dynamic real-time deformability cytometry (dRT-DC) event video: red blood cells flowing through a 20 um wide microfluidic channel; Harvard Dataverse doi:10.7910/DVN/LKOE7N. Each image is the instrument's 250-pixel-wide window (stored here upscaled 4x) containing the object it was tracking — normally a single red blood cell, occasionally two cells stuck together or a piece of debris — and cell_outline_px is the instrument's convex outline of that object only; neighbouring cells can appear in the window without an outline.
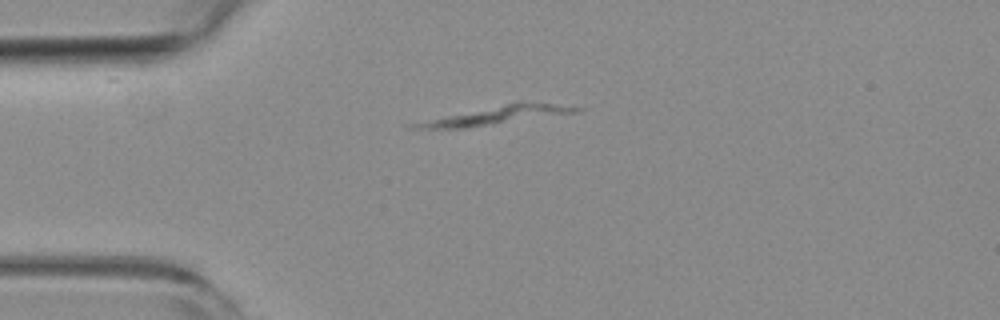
{"species": "common noctule bat (a hibernating species)", "species_latin": "Nyctalus noctula", "temperature_condition": "room temperature", "stored_images_in_passage": 43, "segment_of_instrument_passage": [1, 2], "camera_frame_rate_fps": 3000, "um_per_image_px": 0.085, "animal": {"sex": "female", "body_mass_g": 19.3, "forearm_length_mm": 54.1}, "frame": {"image": 1, "passage_image": 1, "time_ms": 0.0, "image_size_px": [1000, 320], "cell_outline_px": [[584, 108], [576, 112], [464, 128], [408, 128], [404, 124], [516, 100], [520, 100]], "centroid_in_image_um": [42.04, 9.77], "position_along_channel_um": 43.0, "area_um2": 17.28}}
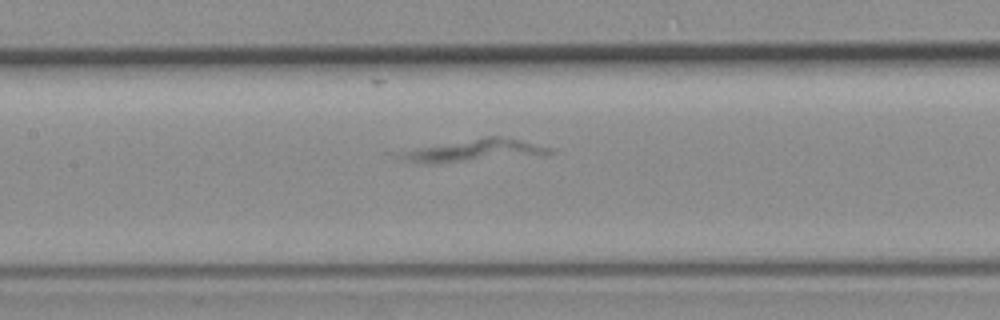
{"frame": {"image": 2, "passage_image": 13, "time_ms": 4.0, "image_size_px": [1000, 320], "cell_outline_px": [[552, 152], [432, 164], [424, 164], [400, 160], [384, 152], [484, 136], [500, 136], [520, 140], [552, 148]], "centroid_in_image_um": [39.83, 12.78], "position_along_channel_um": 167.6, "area_um2": 19.59}}
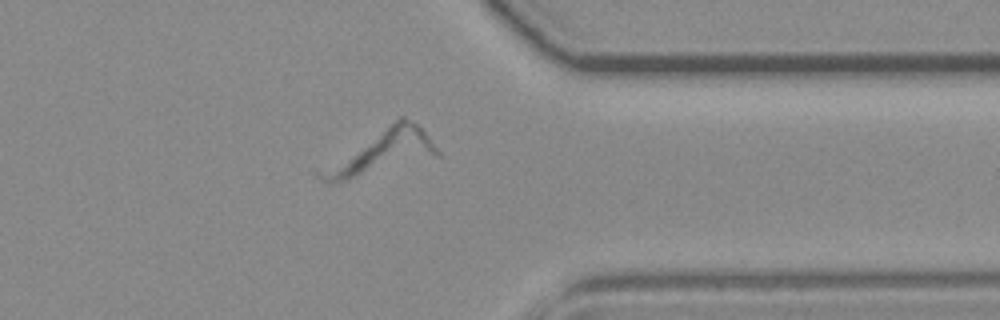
{"frame": {"image": 3, "passage_image": 31, "time_ms": 10.0, "image_size_px": [1000, 320], "cell_outline_px": [[444, 156], [328, 184], [320, 180], [312, 172], [400, 116], [404, 116], [416, 124], [428, 136]], "centroid_in_image_um": [32.41, 12.96], "position_along_channel_um": 379.0, "area_um2": 29.71}}